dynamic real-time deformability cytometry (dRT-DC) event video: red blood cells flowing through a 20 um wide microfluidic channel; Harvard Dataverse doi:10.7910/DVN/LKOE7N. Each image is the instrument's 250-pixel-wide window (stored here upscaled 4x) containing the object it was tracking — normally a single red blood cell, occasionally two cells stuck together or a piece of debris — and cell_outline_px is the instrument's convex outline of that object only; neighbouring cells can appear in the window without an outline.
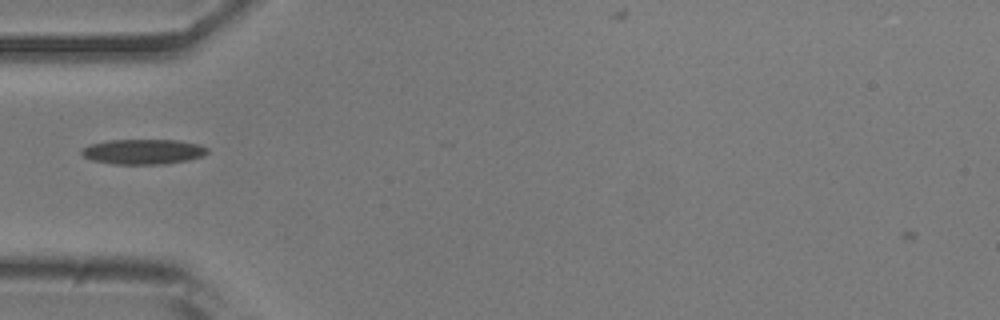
{"species": "common noctule bat (a hibernating species)", "species_latin": "Nyctalus noctula", "temperature_condition": "room temperature", "stored_images_in_passage": 34, "camera_frame_rate_fps": 3000, "um_per_image_px": 0.085, "animal": {"sex": "male", "body_mass_g": 20.5, "forearm_length_mm": 52.5}, "frame": {"image": 1, "passage_image": 3, "time_ms": 0.667, "image_size_px": [1000, 320], "cell_outline_px": [[208, 152], [204, 156], [188, 160], [164, 164], [112, 164], [92, 160], [84, 156], [80, 152], [80, 148], [88, 144], [112, 140], [180, 140], [200, 144], [208, 148]], "centroid_in_image_um": [12.18, 12.89], "position_along_channel_um": 72.8, "area_um2": 18.61}}
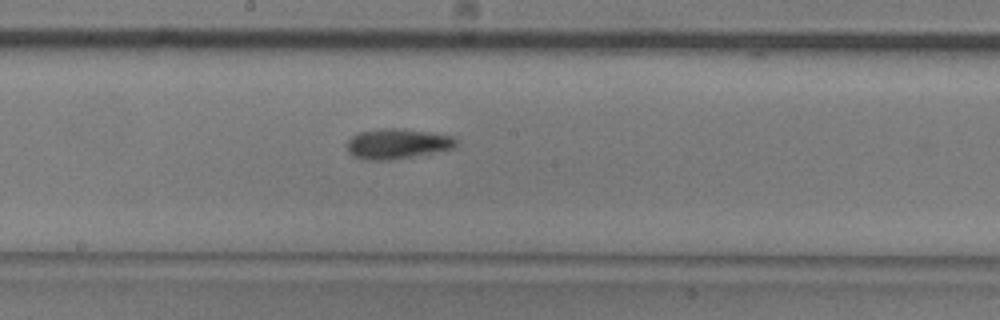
{"frame": {"image": 2, "passage_image": 14, "time_ms": 4.333, "image_size_px": [1000, 320], "cell_outline_px": [[460, 144], [452, 148], [392, 160], [368, 160], [352, 156], [348, 152], [348, 140], [352, 136], [360, 132], [380, 128], [404, 128], [432, 132], [452, 136]], "centroid_in_image_um": [33.77, 12.2], "position_along_channel_um": 214.4, "area_um2": 19.19}}
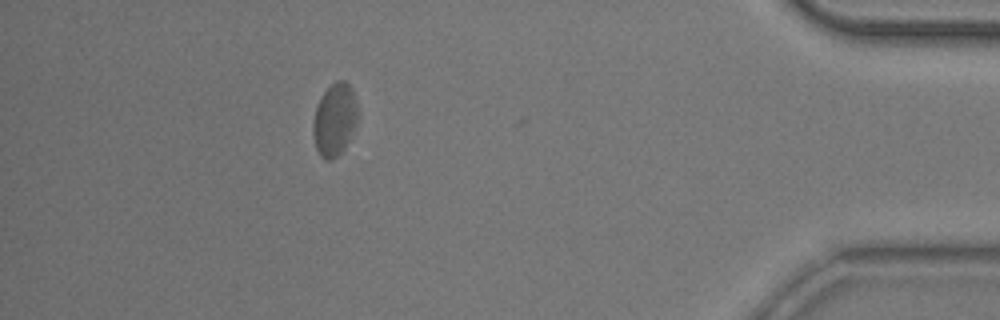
{"frame": {"image": 3, "passage_image": 33, "time_ms": 10.667, "image_size_px": [1000, 320], "cell_outline_px": [[356, 124], [344, 148], [332, 160], [324, 160], [320, 156], [316, 148], [312, 132], [312, 124], [316, 108], [324, 92], [336, 80], [344, 80], [352, 88], [356, 100]], "centroid_in_image_um": [28.42, 10.18], "position_along_channel_um": 406.8, "area_um2": 18.61}, "authors_computed_cell_mechanics": {"area_um2": 18.5538, "velocity_mm_per_s": 3.8418, "shape_relaxation_time_tau1_ms": 2.5877, "shape_relaxation_time_tau2_ms": 8.0382, "deformation_change_tau1": 0.0963, "deformation_change_tau2": 0.1263}}